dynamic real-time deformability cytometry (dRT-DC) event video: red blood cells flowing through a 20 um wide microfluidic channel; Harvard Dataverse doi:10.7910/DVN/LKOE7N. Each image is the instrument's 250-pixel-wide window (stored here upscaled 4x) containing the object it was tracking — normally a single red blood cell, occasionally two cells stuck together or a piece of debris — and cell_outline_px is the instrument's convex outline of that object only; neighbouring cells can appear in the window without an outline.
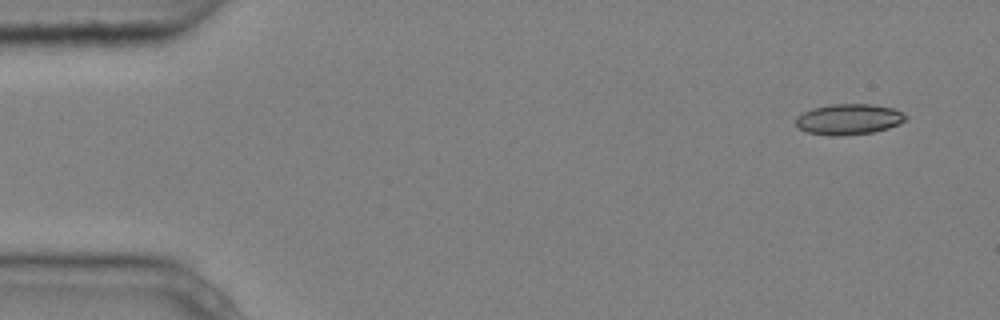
{"species": "common noctule bat (a hibernating species)", "species_latin": "Nyctalus noctula", "temperature_condition": "cold", "stored_images_in_passage": 5, "camera_frame_rate_fps": 3000, "um_per_image_px": 0.085, "animal": {"sex": "male", "body_mass_g": 20.4}, "frame": {"image": 1, "passage_image": 1, "time_ms": 0.0, "image_size_px": [1000, 320], "cell_outline_px": [[908, 116], [900, 124], [888, 128], [872, 132], [844, 136], [832, 136], [808, 132], [800, 128], [796, 124], [796, 116], [812, 108], [828, 104], [872, 104], [892, 108], [904, 112]], "centroid_in_image_um": [72.16, 10.13], "position_along_channel_um": 12.8, "area_um2": 19.77}}
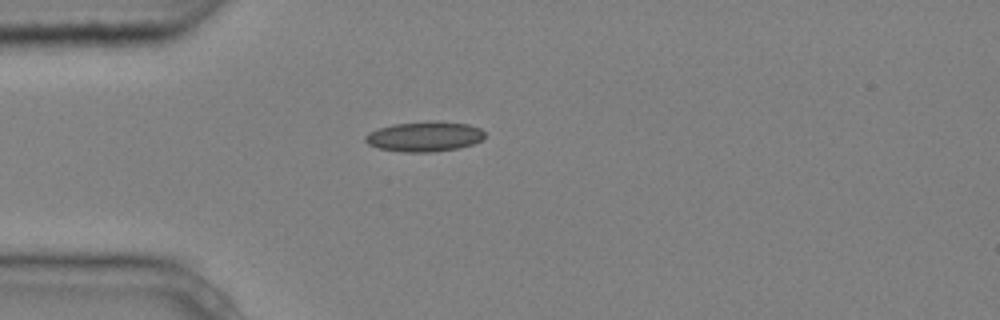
{"frame": {"image": 2, "passage_image": 4, "time_ms": 1.0, "image_size_px": [1000, 320], "cell_outline_px": [[484, 136], [480, 140], [472, 144], [460, 148], [432, 152], [404, 152], [380, 148], [368, 144], [364, 140], [364, 136], [368, 132], [392, 124], [436, 120], [468, 124], [480, 128], [484, 132]], "centroid_in_image_um": [36.08, 11.59], "position_along_channel_um": 48.9, "area_um2": 20.98}}